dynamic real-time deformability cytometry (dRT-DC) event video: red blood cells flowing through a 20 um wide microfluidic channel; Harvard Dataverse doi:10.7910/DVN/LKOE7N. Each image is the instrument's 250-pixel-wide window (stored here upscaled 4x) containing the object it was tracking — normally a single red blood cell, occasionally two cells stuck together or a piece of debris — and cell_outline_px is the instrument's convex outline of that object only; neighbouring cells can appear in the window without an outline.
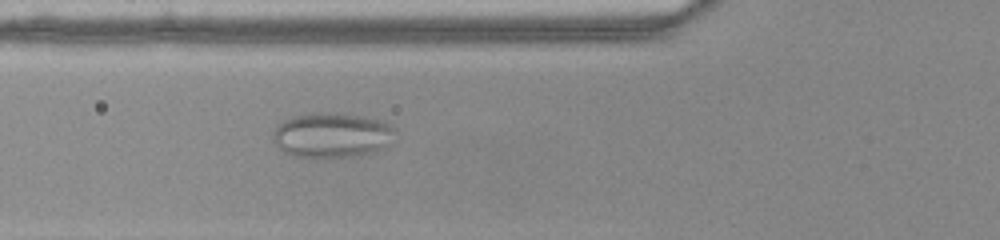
{"species": "common noctule bat (a hibernating species)", "species_latin": "Nyctalus noctula", "temperature_condition": "warm", "stored_images_in_passage": 29, "camera_frame_rate_fps": 3000, "um_per_image_px": 0.085, "animal": {"sex": "female", "body_mass_g": 22.0, "forearm_length_mm": 56.7}, "frame": {"image": 1, "passage_image": 8, "time_ms": 2.333, "image_size_px": [1000, 240], "cell_outline_px": [[392, 132], [384, 148], [376, 152], [360, 156], [292, 156], [284, 152], [272, 140], [272, 132], [284, 120], [296, 116], [320, 112], [360, 116], [380, 120], [392, 124]], "centroid_in_image_um": [28.18, 11.49], "position_along_channel_um": 97.6, "area_um2": 31.27}}
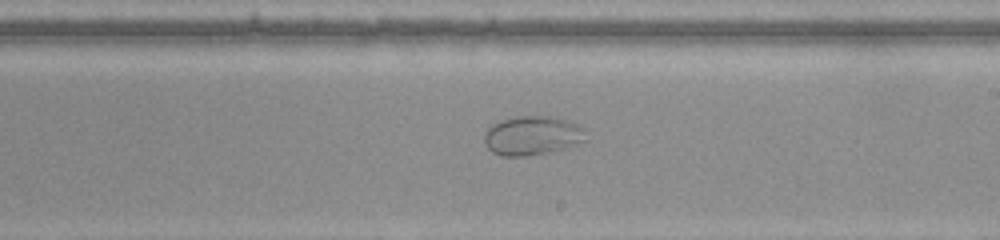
{"frame": {"image": 2, "passage_image": 19, "time_ms": 6.0, "image_size_px": [1000, 240], "cell_outline_px": [[588, 140], [564, 148], [548, 152], [524, 156], [500, 156], [492, 152], [488, 148], [484, 140], [484, 136], [488, 128], [504, 120], [516, 116], [548, 116], [564, 120], [576, 124], [584, 128]], "centroid_in_image_um": [45.26, 11.54], "position_along_channel_um": 243.7, "area_um2": 22.89}}
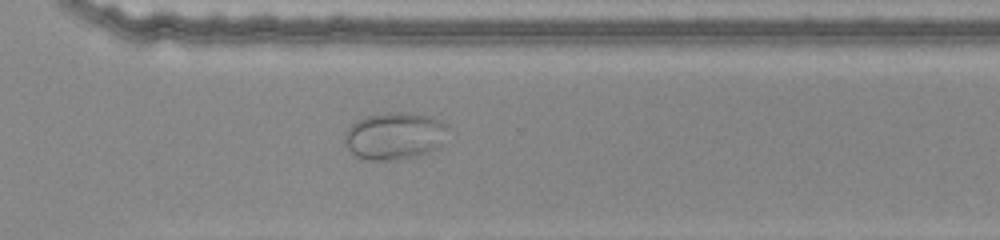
{"frame": {"image": 3, "passage_image": 26, "time_ms": 8.333, "image_size_px": [1000, 240], "cell_outline_px": [[444, 124], [440, 148], [420, 156], [396, 160], [368, 160], [356, 156], [344, 144], [344, 136], [348, 128], [356, 120], [368, 116], [424, 116], [436, 120]], "centroid_in_image_um": [33.45, 11.66], "position_along_channel_um": 337.2, "area_um2": 26.93}}